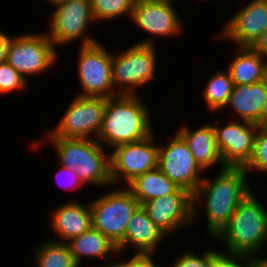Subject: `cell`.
<instances>
[{
    "instance_id": "d6986e66",
    "label": "cell",
    "mask_w": 267,
    "mask_h": 267,
    "mask_svg": "<svg viewBox=\"0 0 267 267\" xmlns=\"http://www.w3.org/2000/svg\"><path fill=\"white\" fill-rule=\"evenodd\" d=\"M176 132L184 139L190 152L199 166L207 173L209 169L225 168L217 146L216 132L213 123L190 128L188 125L179 126ZM216 165V167H215Z\"/></svg>"
},
{
    "instance_id": "6da1fadb",
    "label": "cell",
    "mask_w": 267,
    "mask_h": 267,
    "mask_svg": "<svg viewBox=\"0 0 267 267\" xmlns=\"http://www.w3.org/2000/svg\"><path fill=\"white\" fill-rule=\"evenodd\" d=\"M208 174L204 176L193 195V223L206 212L205 230L209 238H214L253 190L244 167H225L218 170L215 176L213 175L214 178H210Z\"/></svg>"
},
{
    "instance_id": "ffe728a7",
    "label": "cell",
    "mask_w": 267,
    "mask_h": 267,
    "mask_svg": "<svg viewBox=\"0 0 267 267\" xmlns=\"http://www.w3.org/2000/svg\"><path fill=\"white\" fill-rule=\"evenodd\" d=\"M267 98V79L251 85H234L229 101L220 112L234 113L230 119L243 120L261 126V114ZM232 116V117H231Z\"/></svg>"
},
{
    "instance_id": "9c48e42d",
    "label": "cell",
    "mask_w": 267,
    "mask_h": 267,
    "mask_svg": "<svg viewBox=\"0 0 267 267\" xmlns=\"http://www.w3.org/2000/svg\"><path fill=\"white\" fill-rule=\"evenodd\" d=\"M44 32L13 35L10 40L6 61L26 81L29 77L45 74L59 61L58 49Z\"/></svg>"
},
{
    "instance_id": "277c9868",
    "label": "cell",
    "mask_w": 267,
    "mask_h": 267,
    "mask_svg": "<svg viewBox=\"0 0 267 267\" xmlns=\"http://www.w3.org/2000/svg\"><path fill=\"white\" fill-rule=\"evenodd\" d=\"M254 193L245 197L230 221L212 239L221 242L224 251L254 257L267 246V208Z\"/></svg>"
},
{
    "instance_id": "484cf974",
    "label": "cell",
    "mask_w": 267,
    "mask_h": 267,
    "mask_svg": "<svg viewBox=\"0 0 267 267\" xmlns=\"http://www.w3.org/2000/svg\"><path fill=\"white\" fill-rule=\"evenodd\" d=\"M136 0H90L92 16L96 24L121 17L132 19Z\"/></svg>"
},
{
    "instance_id": "d590c367",
    "label": "cell",
    "mask_w": 267,
    "mask_h": 267,
    "mask_svg": "<svg viewBox=\"0 0 267 267\" xmlns=\"http://www.w3.org/2000/svg\"><path fill=\"white\" fill-rule=\"evenodd\" d=\"M253 267H267V256H263V254L254 256Z\"/></svg>"
},
{
    "instance_id": "e575fe53",
    "label": "cell",
    "mask_w": 267,
    "mask_h": 267,
    "mask_svg": "<svg viewBox=\"0 0 267 267\" xmlns=\"http://www.w3.org/2000/svg\"><path fill=\"white\" fill-rule=\"evenodd\" d=\"M126 258V260L124 259V260H120V261H117L116 263L114 262V261H112V259H111V261H106V262H108V264L106 263V264H104V263H102V265H92V266H90V267H134V254H132V256L131 257H125Z\"/></svg>"
},
{
    "instance_id": "83f0119b",
    "label": "cell",
    "mask_w": 267,
    "mask_h": 267,
    "mask_svg": "<svg viewBox=\"0 0 267 267\" xmlns=\"http://www.w3.org/2000/svg\"><path fill=\"white\" fill-rule=\"evenodd\" d=\"M29 81L18 73L7 61L0 63V95L25 91Z\"/></svg>"
},
{
    "instance_id": "30bf717a",
    "label": "cell",
    "mask_w": 267,
    "mask_h": 267,
    "mask_svg": "<svg viewBox=\"0 0 267 267\" xmlns=\"http://www.w3.org/2000/svg\"><path fill=\"white\" fill-rule=\"evenodd\" d=\"M79 46L76 75L82 91L76 94L105 98L119 95L113 86L112 53L109 48L107 49L101 41Z\"/></svg>"
},
{
    "instance_id": "7a4b0ae2",
    "label": "cell",
    "mask_w": 267,
    "mask_h": 267,
    "mask_svg": "<svg viewBox=\"0 0 267 267\" xmlns=\"http://www.w3.org/2000/svg\"><path fill=\"white\" fill-rule=\"evenodd\" d=\"M29 142V148L39 150L46 143L55 149L57 164L76 170L84 185L112 188L110 150L105 151L97 140L63 137H44ZM43 140V141H42ZM46 142V143H45ZM31 145V146H30Z\"/></svg>"
},
{
    "instance_id": "74e56055",
    "label": "cell",
    "mask_w": 267,
    "mask_h": 267,
    "mask_svg": "<svg viewBox=\"0 0 267 267\" xmlns=\"http://www.w3.org/2000/svg\"><path fill=\"white\" fill-rule=\"evenodd\" d=\"M44 1H45V3L50 4L49 6L52 5L51 7H54V6H56V5H58V4L62 3V2L67 1V0H44Z\"/></svg>"
},
{
    "instance_id": "7c38bea8",
    "label": "cell",
    "mask_w": 267,
    "mask_h": 267,
    "mask_svg": "<svg viewBox=\"0 0 267 267\" xmlns=\"http://www.w3.org/2000/svg\"><path fill=\"white\" fill-rule=\"evenodd\" d=\"M156 131L147 138L116 146L110 150V176L112 185L127 186L139 175L158 167ZM125 183V184H124Z\"/></svg>"
},
{
    "instance_id": "2e32d148",
    "label": "cell",
    "mask_w": 267,
    "mask_h": 267,
    "mask_svg": "<svg viewBox=\"0 0 267 267\" xmlns=\"http://www.w3.org/2000/svg\"><path fill=\"white\" fill-rule=\"evenodd\" d=\"M142 206L167 237L194 224L193 195L185 189L178 188L174 193L149 200Z\"/></svg>"
},
{
    "instance_id": "4dcf8cb0",
    "label": "cell",
    "mask_w": 267,
    "mask_h": 267,
    "mask_svg": "<svg viewBox=\"0 0 267 267\" xmlns=\"http://www.w3.org/2000/svg\"><path fill=\"white\" fill-rule=\"evenodd\" d=\"M58 166L59 170L55 173V179L57 180L59 186L66 189L67 191H78L79 189L81 190L82 186H85L79 179L76 170L68 169L60 164H58ZM61 177H64V182L61 180ZM58 178L60 179L58 180Z\"/></svg>"
},
{
    "instance_id": "5bb4252c",
    "label": "cell",
    "mask_w": 267,
    "mask_h": 267,
    "mask_svg": "<svg viewBox=\"0 0 267 267\" xmlns=\"http://www.w3.org/2000/svg\"><path fill=\"white\" fill-rule=\"evenodd\" d=\"M242 4L215 34V40H229L236 47H251L267 30V0H245Z\"/></svg>"
},
{
    "instance_id": "7402d4cb",
    "label": "cell",
    "mask_w": 267,
    "mask_h": 267,
    "mask_svg": "<svg viewBox=\"0 0 267 267\" xmlns=\"http://www.w3.org/2000/svg\"><path fill=\"white\" fill-rule=\"evenodd\" d=\"M233 52L227 71L234 85H251L267 79V59L250 47H234Z\"/></svg>"
},
{
    "instance_id": "f546056e",
    "label": "cell",
    "mask_w": 267,
    "mask_h": 267,
    "mask_svg": "<svg viewBox=\"0 0 267 267\" xmlns=\"http://www.w3.org/2000/svg\"><path fill=\"white\" fill-rule=\"evenodd\" d=\"M214 267H253V257L245 254L214 250Z\"/></svg>"
},
{
    "instance_id": "8fae6325",
    "label": "cell",
    "mask_w": 267,
    "mask_h": 267,
    "mask_svg": "<svg viewBox=\"0 0 267 267\" xmlns=\"http://www.w3.org/2000/svg\"><path fill=\"white\" fill-rule=\"evenodd\" d=\"M176 0H136L134 4L132 25L147 32V36L136 44L156 45V38H172L180 36L184 29V21L174 7ZM181 17V18H180Z\"/></svg>"
},
{
    "instance_id": "3957f363",
    "label": "cell",
    "mask_w": 267,
    "mask_h": 267,
    "mask_svg": "<svg viewBox=\"0 0 267 267\" xmlns=\"http://www.w3.org/2000/svg\"><path fill=\"white\" fill-rule=\"evenodd\" d=\"M149 108L140 94H119L107 98L97 141L111 150L147 138L155 130Z\"/></svg>"
},
{
    "instance_id": "4fadbf2b",
    "label": "cell",
    "mask_w": 267,
    "mask_h": 267,
    "mask_svg": "<svg viewBox=\"0 0 267 267\" xmlns=\"http://www.w3.org/2000/svg\"><path fill=\"white\" fill-rule=\"evenodd\" d=\"M171 137L166 144L158 143V168L175 185L194 195L205 171L196 162L184 139L177 132Z\"/></svg>"
},
{
    "instance_id": "1f68e13d",
    "label": "cell",
    "mask_w": 267,
    "mask_h": 267,
    "mask_svg": "<svg viewBox=\"0 0 267 267\" xmlns=\"http://www.w3.org/2000/svg\"><path fill=\"white\" fill-rule=\"evenodd\" d=\"M250 48L267 59V30L263 32Z\"/></svg>"
},
{
    "instance_id": "44dd1931",
    "label": "cell",
    "mask_w": 267,
    "mask_h": 267,
    "mask_svg": "<svg viewBox=\"0 0 267 267\" xmlns=\"http://www.w3.org/2000/svg\"><path fill=\"white\" fill-rule=\"evenodd\" d=\"M75 262L82 266V262L88 258L110 260L111 256L122 255L117 246L112 243L102 232L91 227L81 235L66 242ZM110 257V258H109Z\"/></svg>"
},
{
    "instance_id": "8d00e7d4",
    "label": "cell",
    "mask_w": 267,
    "mask_h": 267,
    "mask_svg": "<svg viewBox=\"0 0 267 267\" xmlns=\"http://www.w3.org/2000/svg\"><path fill=\"white\" fill-rule=\"evenodd\" d=\"M261 126H267V98L265 100L261 114Z\"/></svg>"
},
{
    "instance_id": "52a82bcc",
    "label": "cell",
    "mask_w": 267,
    "mask_h": 267,
    "mask_svg": "<svg viewBox=\"0 0 267 267\" xmlns=\"http://www.w3.org/2000/svg\"><path fill=\"white\" fill-rule=\"evenodd\" d=\"M51 8L46 32L57 49L79 40L81 46L99 42L97 37L89 33L91 25L96 24L90 0H67Z\"/></svg>"
},
{
    "instance_id": "836d02e7",
    "label": "cell",
    "mask_w": 267,
    "mask_h": 267,
    "mask_svg": "<svg viewBox=\"0 0 267 267\" xmlns=\"http://www.w3.org/2000/svg\"><path fill=\"white\" fill-rule=\"evenodd\" d=\"M13 35H6L4 31H0V63H3L7 60V50L10 44V40Z\"/></svg>"
},
{
    "instance_id": "ac0fdd59",
    "label": "cell",
    "mask_w": 267,
    "mask_h": 267,
    "mask_svg": "<svg viewBox=\"0 0 267 267\" xmlns=\"http://www.w3.org/2000/svg\"><path fill=\"white\" fill-rule=\"evenodd\" d=\"M49 214L51 232L57 235L55 238L49 237L51 240L66 243L92 227L90 202L82 204L76 199H68Z\"/></svg>"
},
{
    "instance_id": "4316f807",
    "label": "cell",
    "mask_w": 267,
    "mask_h": 267,
    "mask_svg": "<svg viewBox=\"0 0 267 267\" xmlns=\"http://www.w3.org/2000/svg\"><path fill=\"white\" fill-rule=\"evenodd\" d=\"M246 173L251 175L253 172L265 173L267 175V126H258L254 140L253 155L244 167Z\"/></svg>"
},
{
    "instance_id": "d4e9b609",
    "label": "cell",
    "mask_w": 267,
    "mask_h": 267,
    "mask_svg": "<svg viewBox=\"0 0 267 267\" xmlns=\"http://www.w3.org/2000/svg\"><path fill=\"white\" fill-rule=\"evenodd\" d=\"M33 250L34 267H80L65 242L47 238Z\"/></svg>"
},
{
    "instance_id": "d6a6232c",
    "label": "cell",
    "mask_w": 267,
    "mask_h": 267,
    "mask_svg": "<svg viewBox=\"0 0 267 267\" xmlns=\"http://www.w3.org/2000/svg\"><path fill=\"white\" fill-rule=\"evenodd\" d=\"M154 256H140L134 254V267H161L155 262Z\"/></svg>"
},
{
    "instance_id": "cb8c5ba5",
    "label": "cell",
    "mask_w": 267,
    "mask_h": 267,
    "mask_svg": "<svg viewBox=\"0 0 267 267\" xmlns=\"http://www.w3.org/2000/svg\"><path fill=\"white\" fill-rule=\"evenodd\" d=\"M234 83L230 73L225 69L218 68L207 80L202 92V98L206 108L212 115L220 112L227 105Z\"/></svg>"
},
{
    "instance_id": "e0dca14e",
    "label": "cell",
    "mask_w": 267,
    "mask_h": 267,
    "mask_svg": "<svg viewBox=\"0 0 267 267\" xmlns=\"http://www.w3.org/2000/svg\"><path fill=\"white\" fill-rule=\"evenodd\" d=\"M166 239L167 236L160 231L143 206L140 205L132 215L125 238L117 246V250L123 256L124 251H130L131 247L135 251L132 254L159 257L157 250H160L159 246H162V242H165Z\"/></svg>"
},
{
    "instance_id": "9a60e30c",
    "label": "cell",
    "mask_w": 267,
    "mask_h": 267,
    "mask_svg": "<svg viewBox=\"0 0 267 267\" xmlns=\"http://www.w3.org/2000/svg\"><path fill=\"white\" fill-rule=\"evenodd\" d=\"M215 120L217 146L225 167H245L254 151V140L258 125L243 120L228 119L219 124Z\"/></svg>"
},
{
    "instance_id": "603a6c76",
    "label": "cell",
    "mask_w": 267,
    "mask_h": 267,
    "mask_svg": "<svg viewBox=\"0 0 267 267\" xmlns=\"http://www.w3.org/2000/svg\"><path fill=\"white\" fill-rule=\"evenodd\" d=\"M126 187L141 205L149 200L172 194L179 188L158 167L139 175Z\"/></svg>"
},
{
    "instance_id": "f1b7e54d",
    "label": "cell",
    "mask_w": 267,
    "mask_h": 267,
    "mask_svg": "<svg viewBox=\"0 0 267 267\" xmlns=\"http://www.w3.org/2000/svg\"><path fill=\"white\" fill-rule=\"evenodd\" d=\"M200 254L191 249L180 253L172 260L171 267H214V249H203ZM192 251V252H191ZM174 261V262H173Z\"/></svg>"
},
{
    "instance_id": "8992f818",
    "label": "cell",
    "mask_w": 267,
    "mask_h": 267,
    "mask_svg": "<svg viewBox=\"0 0 267 267\" xmlns=\"http://www.w3.org/2000/svg\"><path fill=\"white\" fill-rule=\"evenodd\" d=\"M113 187L89 202L92 227L102 232L118 246L125 238L132 215L141 204L127 187Z\"/></svg>"
},
{
    "instance_id": "5b68a950",
    "label": "cell",
    "mask_w": 267,
    "mask_h": 267,
    "mask_svg": "<svg viewBox=\"0 0 267 267\" xmlns=\"http://www.w3.org/2000/svg\"><path fill=\"white\" fill-rule=\"evenodd\" d=\"M157 45L132 44L120 53H112V80L119 94H140L142 86L158 80Z\"/></svg>"
},
{
    "instance_id": "ba28073f",
    "label": "cell",
    "mask_w": 267,
    "mask_h": 267,
    "mask_svg": "<svg viewBox=\"0 0 267 267\" xmlns=\"http://www.w3.org/2000/svg\"><path fill=\"white\" fill-rule=\"evenodd\" d=\"M106 103L105 97L75 94L54 128L44 131V137L97 140L103 126Z\"/></svg>"
}]
</instances>
